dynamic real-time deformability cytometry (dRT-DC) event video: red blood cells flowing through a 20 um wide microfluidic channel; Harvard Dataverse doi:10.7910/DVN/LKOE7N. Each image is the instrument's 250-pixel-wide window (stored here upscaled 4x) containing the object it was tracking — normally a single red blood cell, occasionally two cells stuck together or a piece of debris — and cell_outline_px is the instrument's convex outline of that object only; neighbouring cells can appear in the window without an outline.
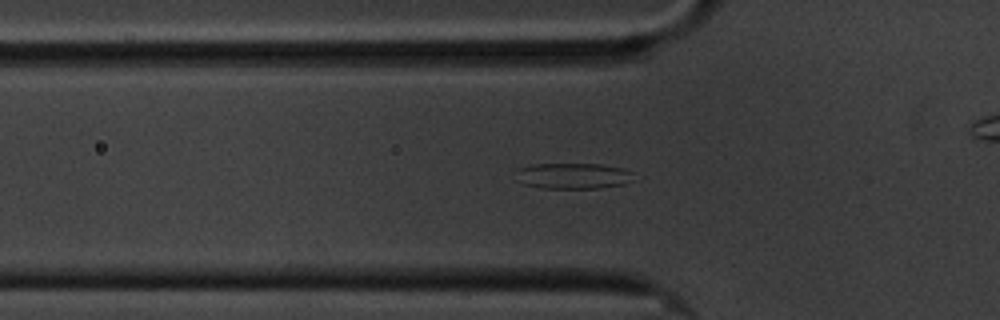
{"species": "common noctule bat (a hibernating species)", "species_latin": "Nyctalus noctula", "temperature_condition": "cold", "stored_images_in_passage": 56, "camera_frame_rate_fps": 3000, "um_per_image_px": 0.085, "animal": {"sex": "male", "body_mass_g": 20.1, "forearm_length_mm": 53.5}, "frame": {"image": 1, "passage_image": 18, "time_ms": 5.667, "image_size_px": [1000, 320], "cell_outline_px": [[632, 180], [624, 184], [600, 188], [540, 188], [524, 184], [516, 180], [516, 168], [532, 164], [600, 164], [624, 168], [632, 172]], "centroid_in_image_um": [48.67, 14.95], "position_along_channel_um": 77.1, "area_um2": 17.92}}
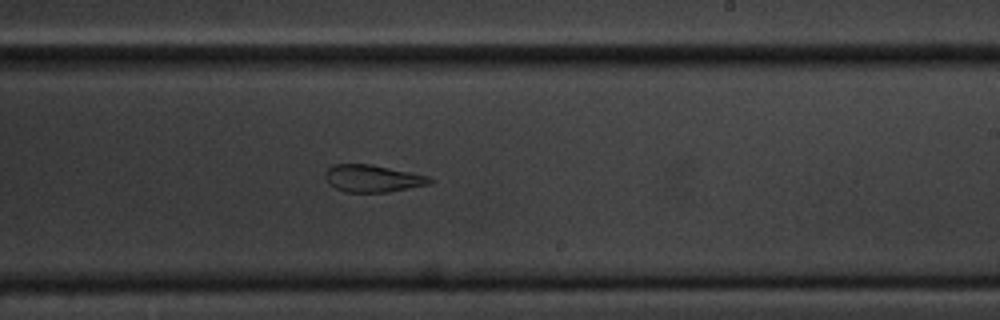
{"frame": {"image": 2, "passage_image": 34, "time_ms": 11.0, "image_size_px": [1000, 320], "cell_outline_px": [[436, 180], [432, 184], [388, 192], [344, 192], [328, 184], [324, 176], [324, 172], [332, 164], [372, 164], [428, 176]], "centroid_in_image_um": [31.67, 15.17], "position_along_channel_um": 257.3, "area_um2": 16.82}}
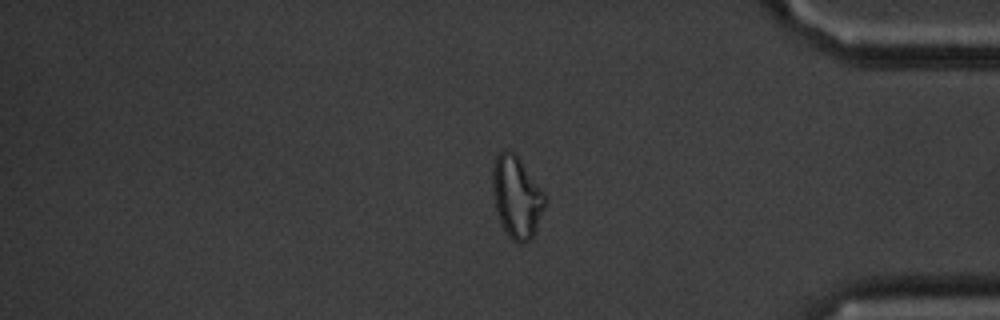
{"frame": {"image": 3, "passage_image": 48, "time_ms": 15.667, "image_size_px": [1000, 320], "cell_outline_px": [[548, 200], [536, 228], [532, 236], [524, 244], [520, 244], [512, 240], [508, 236], [496, 212], [492, 192], [492, 168], [496, 156], [504, 148], [512, 152], [520, 160], [544, 192]], "centroid_in_image_um": [43.91, 16.75], "position_along_channel_um": 391.3, "area_um2": 24.97}, "authors_computed_cell_mechanics": {"area_um2": 19.8254, "velocity_mm_per_s": 3.3695, "shape_relaxation_time_tau1_ms": null, "shape_relaxation_time_tau2_ms": 3.2738, "deformation_change_tau1": null, "deformation_change_tau2": 0.1221}}